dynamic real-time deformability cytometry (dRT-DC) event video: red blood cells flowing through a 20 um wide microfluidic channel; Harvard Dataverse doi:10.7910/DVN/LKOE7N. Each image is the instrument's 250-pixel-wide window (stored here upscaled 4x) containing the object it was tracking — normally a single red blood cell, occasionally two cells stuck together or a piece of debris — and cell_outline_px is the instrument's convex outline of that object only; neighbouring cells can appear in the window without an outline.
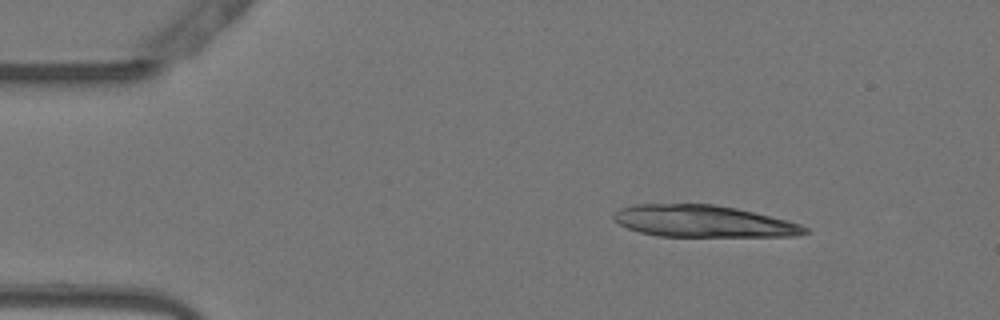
{"species": "Egyptian fruit bat (a non-hibernating species)", "species_latin": "Rousettus aegyptiacus", "temperature_condition": "warm", "stored_images_in_passage": 47, "camera_frame_rate_fps": 3000, "um_per_image_px": 0.085, "animal": {"sex": "female"}, "frame": {"image": 1, "passage_image": 1, "time_ms": 0.0, "image_size_px": [1000, 320], "cell_outline_px": [[812, 232], [796, 236], [660, 236], [640, 232], [628, 228], [620, 224], [612, 216], [620, 208], [636, 204], [712, 204], [736, 208], [788, 220], [800, 224], [808, 228]], "centroid_in_image_um": [59.82, 18.81], "position_along_channel_um": 25.2, "area_um2": 35.32}}
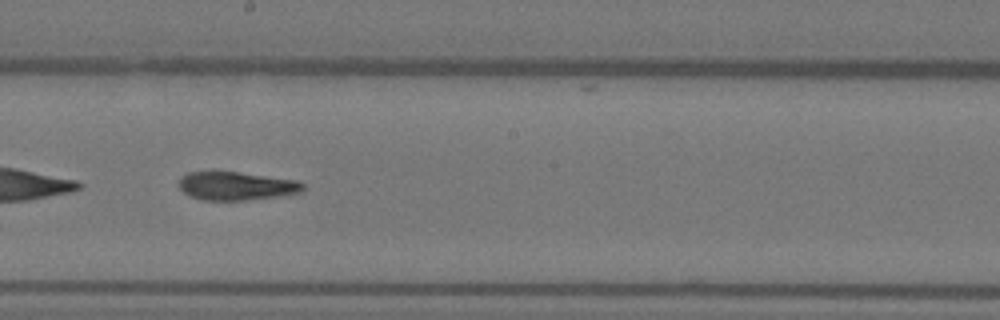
{"frame": {"image": 2, "passage_image": 23, "time_ms": 7.333, "image_size_px": [1000, 320], "cell_outline_px": [[308, 188], [300, 192], [284, 196], [244, 200], [200, 200], [184, 192], [176, 184], [180, 176], [188, 172], [212, 168], [296, 180], [304, 184]], "centroid_in_image_um": [20.03, 15.76], "position_along_channel_um": 228.2, "area_um2": 21.5}}
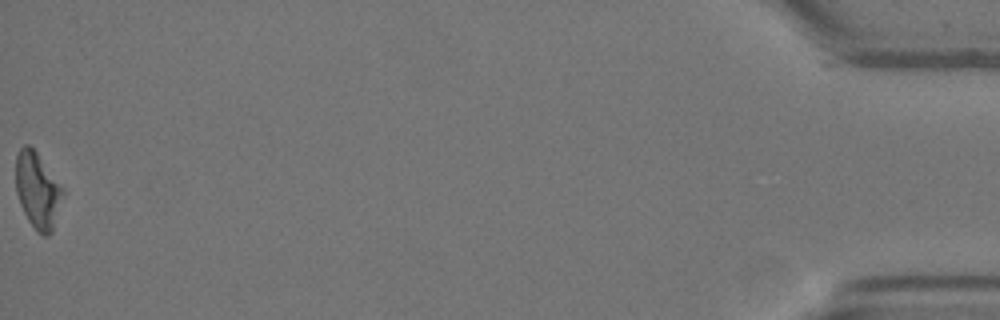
{"frame": {"image": 3, "passage_image": 47, "time_ms": 15.333, "image_size_px": [1000, 320], "cell_outline_px": [[64, 192], [52, 232], [48, 236], [44, 236], [28, 220], [20, 204], [16, 192], [16, 156], [20, 148], [24, 144], [28, 144], [36, 152], [64, 188]], "centroid_in_image_um": [3.19, 16.17], "position_along_channel_um": 432.0, "area_um2": 20.58}, "authors_computed_cell_mechanics": {"area_um2": 21.675, "velocity_mm_per_s": 3.8037, "shape_relaxation_time_tau1_ms": 4.8623, "shape_relaxation_time_tau2_ms": 2.8297, "deformation_change_tau1": 0.2031, "deformation_change_tau2": 0.1084}}